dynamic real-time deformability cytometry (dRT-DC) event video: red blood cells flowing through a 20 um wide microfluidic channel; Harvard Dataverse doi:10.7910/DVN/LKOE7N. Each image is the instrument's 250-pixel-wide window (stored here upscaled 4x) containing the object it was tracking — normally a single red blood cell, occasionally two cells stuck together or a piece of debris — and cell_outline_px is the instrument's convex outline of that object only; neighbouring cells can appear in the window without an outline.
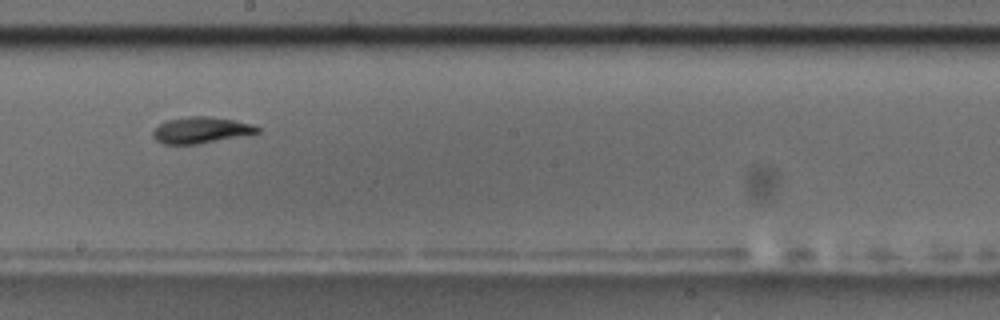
{"species": "common noctule bat (a hibernating species)", "species_latin": "Nyctalus noctula", "temperature_condition": "room temperature", "stored_images_in_passage": 17, "segment_of_instrument_passage": [2, 2], "camera_frame_rate_fps": 3000, "um_per_image_px": 0.085, "animal": {"sex": "male", "body_mass_g": 17.5, "forearm_length_mm": 52.3}, "frame": {"image": 1, "passage_image": 10, "time_ms": 11.0, "image_size_px": [1000, 320], "cell_outline_px": [[260, 132], [200, 144], [164, 144], [156, 140], [152, 136], [152, 132], [160, 124], [168, 120], [188, 116], [208, 116], [236, 120], [252, 124], [260, 128]], "centroid_in_image_um": [17.09, 11.06], "position_along_channel_um": 231.1, "area_um2": 15.95}}